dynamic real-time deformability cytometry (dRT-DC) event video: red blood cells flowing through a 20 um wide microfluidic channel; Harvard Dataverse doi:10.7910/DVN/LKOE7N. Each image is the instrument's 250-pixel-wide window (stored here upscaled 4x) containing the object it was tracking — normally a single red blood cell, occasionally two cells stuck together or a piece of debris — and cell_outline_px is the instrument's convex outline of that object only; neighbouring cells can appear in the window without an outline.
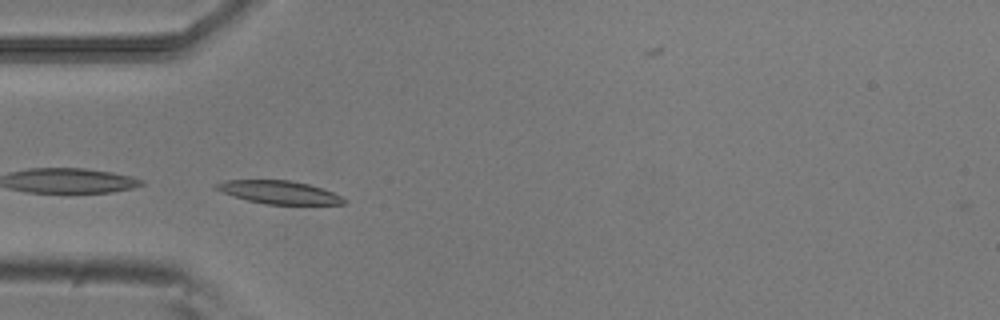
{"species": "common noctule bat (a hibernating species)", "species_latin": "Nyctalus noctula", "temperature_condition": "room temperature", "stored_images_in_passage": 39, "camera_frame_rate_fps": 3000, "um_per_image_px": 0.085, "animal": {"sex": "male", "body_mass_g": 20.5, "forearm_length_mm": 52.5}, "frame": {"image": 1, "passage_image": 5, "time_ms": 1.333, "image_size_px": [1000, 320], "cell_outline_px": [[348, 204], [264, 204], [248, 200], [220, 192], [212, 188], [212, 184], [224, 180], [292, 180], [308, 184], [332, 192], [348, 200]], "centroid_in_image_um": [23.66, 16.34], "position_along_channel_um": 61.3, "area_um2": 17.28}}
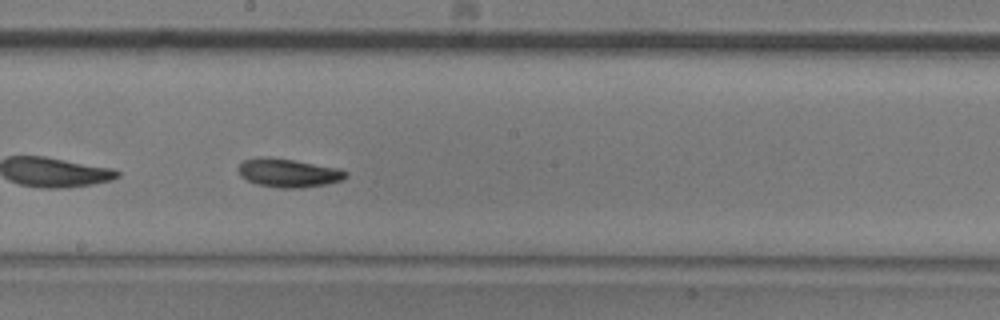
{"frame": {"image": 2, "passage_image": 18, "time_ms": 5.667, "image_size_px": [1000, 320], "cell_outline_px": [[348, 176], [340, 180], [328, 184], [300, 188], [280, 188], [256, 184], [240, 176], [240, 164], [244, 160], [292, 160], [340, 168], [348, 172]], "centroid_in_image_um": [24.62, 14.75], "position_along_channel_um": 223.6, "area_um2": 17.05}}
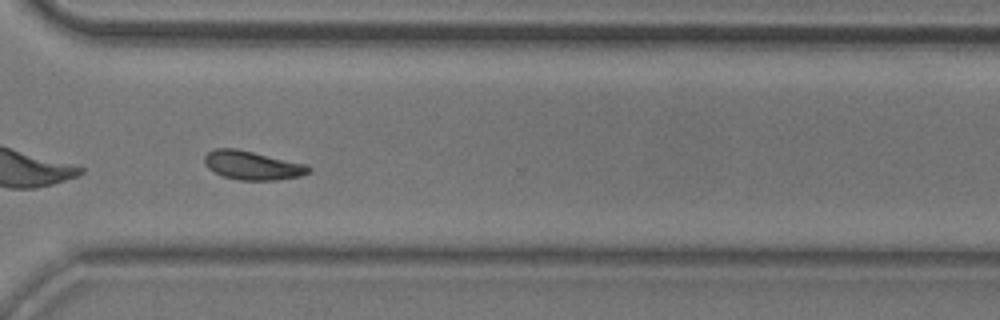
{"frame": {"image": 3, "passage_image": 28, "time_ms": 9.0, "image_size_px": [1000, 320], "cell_outline_px": [[312, 168], [308, 172], [300, 176], [276, 180], [240, 180], [224, 176], [208, 168], [204, 164], [204, 156], [208, 152], [216, 148], [236, 148], [308, 164]], "centroid_in_image_um": [21.46, 14.04], "position_along_channel_um": 349.1, "area_um2": 17.46}, "authors_computed_cell_mechanics": {"area_um2": 17.34, "velocity_mm_per_s": 3.7723, "shape_relaxation_time_tau1_ms": 2.8815, "shape_relaxation_time_tau2_ms": 4.2739, "deformation_change_tau1": 0.1038, "deformation_change_tau2": 0.0876}}